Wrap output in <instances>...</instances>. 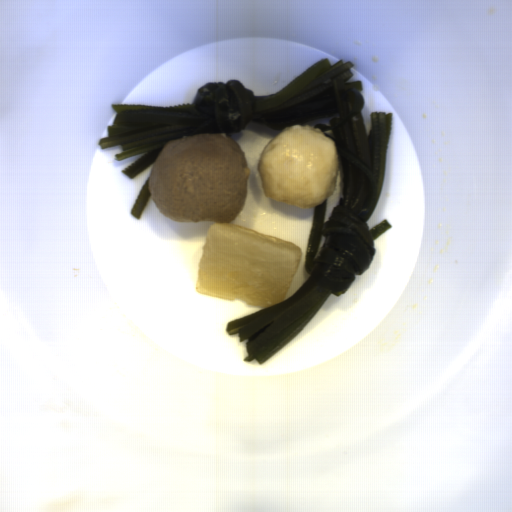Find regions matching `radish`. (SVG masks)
<instances>
[{
	"instance_id": "obj_1",
	"label": "radish",
	"mask_w": 512,
	"mask_h": 512,
	"mask_svg": "<svg viewBox=\"0 0 512 512\" xmlns=\"http://www.w3.org/2000/svg\"><path fill=\"white\" fill-rule=\"evenodd\" d=\"M303 251L292 241L230 222L210 225L197 266L198 292L247 305L285 300Z\"/></svg>"
}]
</instances>
